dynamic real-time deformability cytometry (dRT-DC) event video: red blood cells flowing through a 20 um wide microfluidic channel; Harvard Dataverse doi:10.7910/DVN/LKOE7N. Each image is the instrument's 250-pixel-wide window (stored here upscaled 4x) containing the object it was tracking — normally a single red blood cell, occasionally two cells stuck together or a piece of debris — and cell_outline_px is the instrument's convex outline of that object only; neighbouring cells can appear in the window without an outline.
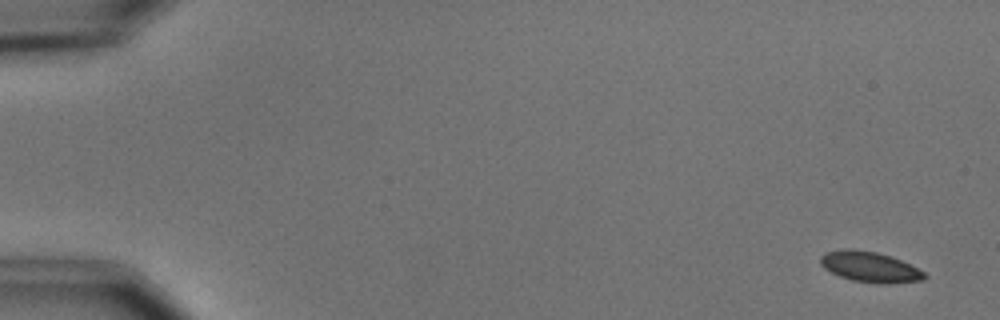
{"species": "common noctule bat (a hibernating species)", "species_latin": "Nyctalus noctula", "temperature_condition": "cold", "stored_images_in_passage": 6, "camera_frame_rate_fps": 3000, "um_per_image_px": 0.085, "animal": {"sex": "male", "body_mass_g": 15.6}, "frame": {"image": 1, "passage_image": 1, "time_ms": 0.0, "image_size_px": [1000, 320], "cell_outline_px": [[928, 276], [924, 280], [888, 284], [876, 284], [852, 280], [840, 276], [824, 268], [820, 264], [820, 256], [824, 252], [840, 248], [852, 248], [876, 252], [900, 260], [924, 272]], "centroid_in_image_um": [73.9, 22.68], "position_along_channel_um": 11.1, "area_um2": 18.61}}